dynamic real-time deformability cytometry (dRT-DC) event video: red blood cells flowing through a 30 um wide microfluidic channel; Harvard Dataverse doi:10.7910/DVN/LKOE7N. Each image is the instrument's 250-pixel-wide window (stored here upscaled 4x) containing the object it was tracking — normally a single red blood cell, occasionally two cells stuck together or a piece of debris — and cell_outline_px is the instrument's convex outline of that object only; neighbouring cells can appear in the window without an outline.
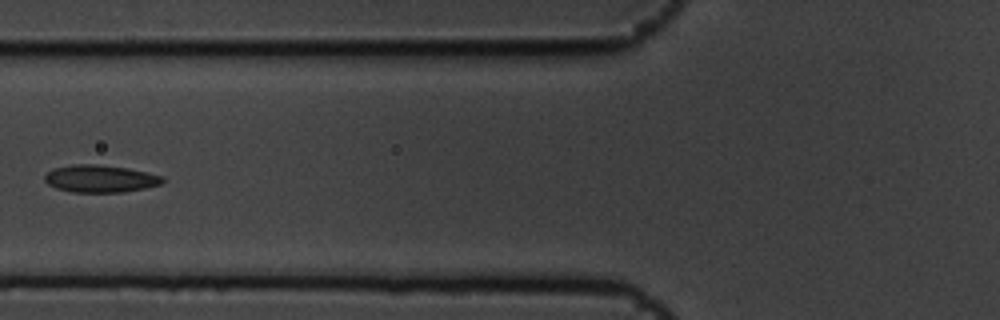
{"species": "common noctule bat (a hibernating species)", "species_latin": "Nyctalus noctula", "temperature_condition": "cold", "stored_images_in_passage": 8, "camera_frame_rate_fps": 3000, "um_per_image_px": 0.085, "animal": {"sex": "male", "body_mass_g": 19.5, "forearm_length_mm": 54.6}, "frame": {"image": 1, "passage_image": 7, "time_ms": 2.0, "image_size_px": [1000, 320], "cell_outline_px": [[164, 180], [160, 184], [144, 188], [124, 192], [72, 192], [56, 188], [48, 184], [44, 180], [44, 176], [52, 168], [72, 164], [96, 164], [128, 168], [148, 172], [164, 176]], "centroid_in_image_um": [8.51, 15.18], "position_along_channel_um": 117.3, "area_um2": 18.9}}
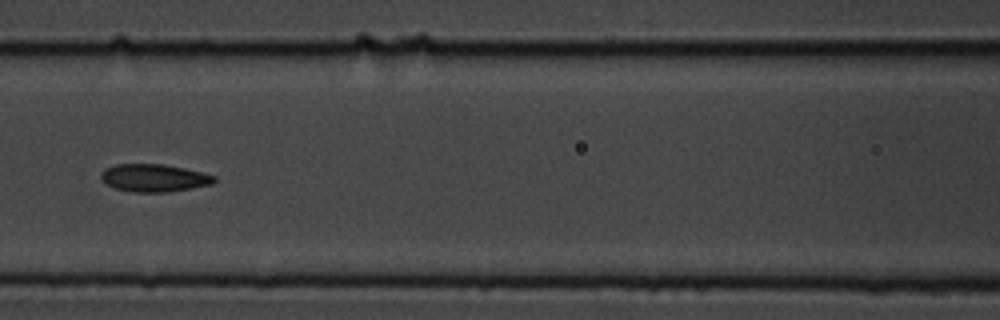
{"frame": {"image": 2, "passage_image": 8, "time_ms": 2.333, "image_size_px": [1000, 320], "cell_outline_px": [[216, 180], [212, 184], [192, 188], [168, 192], [132, 192], [116, 188], [100, 180], [100, 176], [104, 168], [116, 164], [164, 164], [184, 168], [216, 176]], "centroid_in_image_um": [13.08, 15.12], "position_along_channel_um": 153.5, "area_um2": 18.26}}